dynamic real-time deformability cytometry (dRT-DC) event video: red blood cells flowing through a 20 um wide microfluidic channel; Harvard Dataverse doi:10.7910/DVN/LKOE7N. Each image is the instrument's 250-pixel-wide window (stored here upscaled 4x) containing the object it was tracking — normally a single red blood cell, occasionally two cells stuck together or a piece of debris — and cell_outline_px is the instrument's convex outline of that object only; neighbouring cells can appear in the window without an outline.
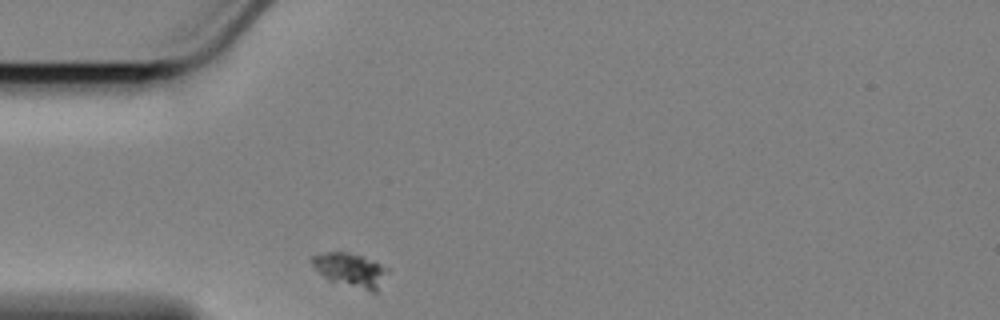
{"species": "Egyptian fruit bat (a non-hibernating species)", "species_latin": "Rousettus aegyptiacus", "temperature_condition": "cold", "stored_images_in_passage": 33, "camera_frame_rate_fps": 3000, "um_per_image_px": 0.085, "animal": {"sex": "female"}, "frame": {"image": 1, "passage_image": 1, "time_ms": 0.0, "image_size_px": [1000, 320], "cell_outline_px": [[388, 272], [380, 292], [372, 292], [328, 280], [308, 260], [312, 256], [328, 252], [348, 252], [360, 256], [380, 264], [388, 268]], "centroid_in_image_um": [29.83, 22.98], "position_along_channel_um": 55.2, "area_um2": 14.91}}
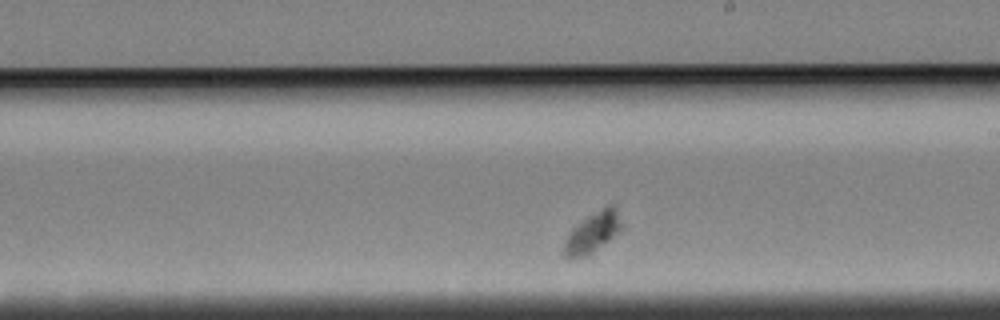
{"frame": {"image": 2, "passage_image": 19, "time_ms": 6.0, "image_size_px": [1000, 320], "cell_outline_px": [[624, 228], [620, 232], [588, 256], [564, 256], [564, 240], [568, 232], [580, 220], [600, 208], [608, 204], [612, 204], [616, 208], [624, 224]], "centroid_in_image_um": [50.42, 19.7], "position_along_channel_um": 238.6, "area_um2": 13.87}}
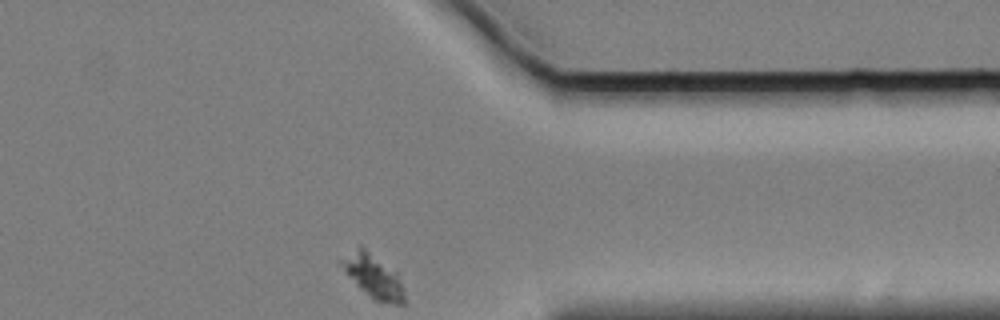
{"frame": {"image": 3, "passage_image": 33, "time_ms": 10.667, "image_size_px": [1000, 320], "cell_outline_px": [[404, 304], [392, 304], [376, 300], [360, 288], [344, 272], [336, 260], [360, 244], [396, 272], [404, 296]], "centroid_in_image_um": [31.64, 23.42], "position_along_channel_um": 379.8, "area_um2": 15.78}}